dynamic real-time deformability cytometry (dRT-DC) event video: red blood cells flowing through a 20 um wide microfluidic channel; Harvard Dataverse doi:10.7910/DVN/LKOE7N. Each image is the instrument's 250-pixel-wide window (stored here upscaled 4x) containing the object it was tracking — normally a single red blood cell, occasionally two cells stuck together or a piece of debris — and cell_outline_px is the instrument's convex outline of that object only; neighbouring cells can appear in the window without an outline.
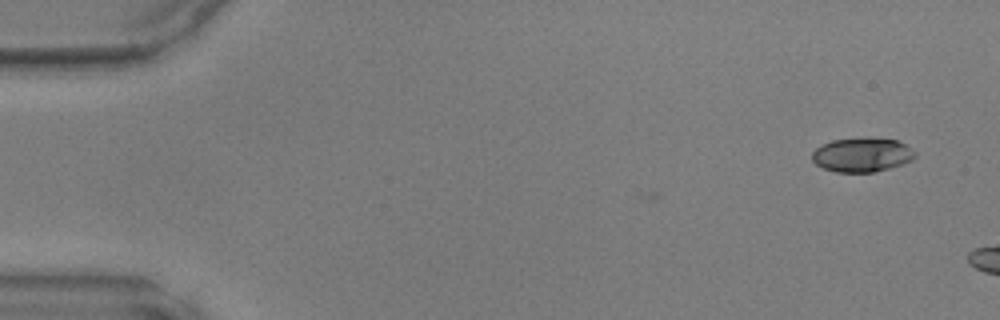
{"species": "common noctule bat (a hibernating species)", "species_latin": "Nyctalus noctula", "temperature_condition": "warm", "stored_images_in_passage": 2, "camera_frame_rate_fps": 3000, "um_per_image_px": 0.085, "animal": {"sex": "male", "body_mass_g": 17.9, "forearm_length_mm": 54.2}, "frame": {"image": 1, "passage_image": 2, "time_ms": 0.333, "image_size_px": [1000, 320], "cell_outline_px": [[916, 156], [912, 160], [888, 168], [872, 172], [836, 172], [824, 168], [816, 164], [812, 160], [812, 152], [816, 148], [832, 140], [896, 140], [912, 148], [916, 152]], "centroid_in_image_um": [73.26, 13.2], "position_along_channel_um": 11.7, "area_um2": 19.71}}